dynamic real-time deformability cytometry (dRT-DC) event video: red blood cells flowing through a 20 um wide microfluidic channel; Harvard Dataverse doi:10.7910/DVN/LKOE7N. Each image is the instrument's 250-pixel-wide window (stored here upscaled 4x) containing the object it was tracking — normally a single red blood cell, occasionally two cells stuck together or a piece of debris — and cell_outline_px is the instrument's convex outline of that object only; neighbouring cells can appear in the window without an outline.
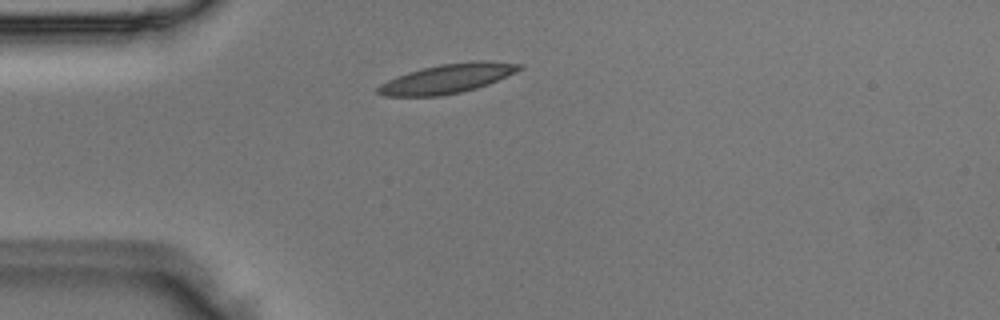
{"species": "Egyptian fruit bat (a non-hibernating species)", "species_latin": "Rousettus aegyptiacus", "temperature_condition": "room temperature", "stored_images_in_passage": 2, "camera_frame_rate_fps": 3000, "um_per_image_px": 0.085, "animal": {"sex": "male"}, "frame": {"image": 1, "passage_image": 2, "time_ms": 0.333, "image_size_px": [1000, 320], "cell_outline_px": [[524, 68], [516, 72], [488, 84], [476, 88], [460, 92], [440, 96], [384, 96], [376, 92], [376, 88], [380, 84], [396, 76], [408, 72], [440, 64], [472, 60], [484, 60], [524, 64]], "centroid_in_image_um": [38.04, 6.67], "position_along_channel_um": 47.0, "area_um2": 24.22}}